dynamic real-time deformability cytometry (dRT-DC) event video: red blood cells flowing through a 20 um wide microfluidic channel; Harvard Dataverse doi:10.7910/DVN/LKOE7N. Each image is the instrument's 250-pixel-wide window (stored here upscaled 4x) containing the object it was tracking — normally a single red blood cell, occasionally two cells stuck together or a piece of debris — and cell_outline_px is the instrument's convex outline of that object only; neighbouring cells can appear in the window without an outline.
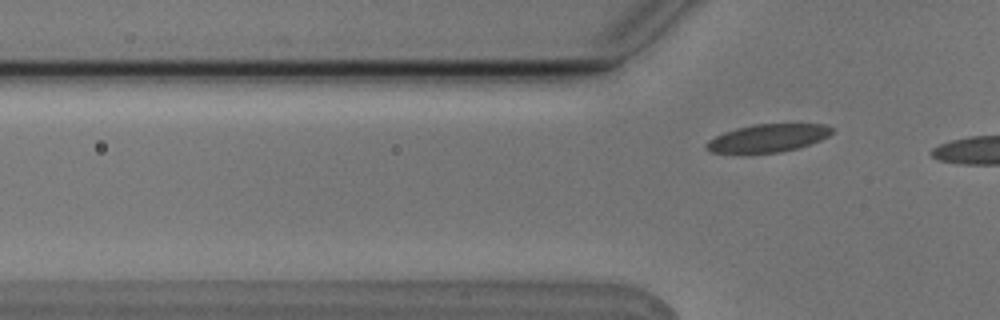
{"species": "Egyptian fruit bat (a non-hibernating species)", "species_latin": "Rousettus aegyptiacus", "temperature_condition": "cold", "stored_images_in_passage": 3, "camera_frame_rate_fps": 3000, "um_per_image_px": 0.085, "animal": {"sex": "male"}, "frame": {"image": 1, "passage_image": 3, "time_ms": 0.667, "image_size_px": [1000, 320], "cell_outline_px": [[832, 132], [828, 136], [820, 140], [796, 148], [780, 152], [708, 152], [704, 148], [704, 144], [708, 140], [724, 132], [756, 124], [824, 124], [832, 128]], "centroid_in_image_um": [65.24, 11.73], "position_along_channel_um": 60.6, "area_um2": 19.94}}